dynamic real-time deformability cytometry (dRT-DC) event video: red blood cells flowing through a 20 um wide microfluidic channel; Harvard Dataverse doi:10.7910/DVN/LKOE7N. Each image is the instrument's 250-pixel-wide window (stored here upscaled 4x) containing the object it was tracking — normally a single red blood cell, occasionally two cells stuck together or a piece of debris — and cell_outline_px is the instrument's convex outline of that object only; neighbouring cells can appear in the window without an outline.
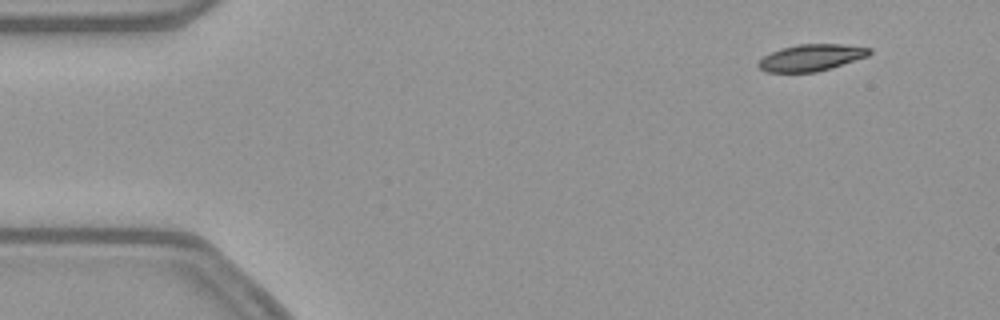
{"species": "common noctule bat (a hibernating species)", "species_latin": "Nyctalus noctula", "temperature_condition": "warm", "stored_images_in_passage": 52, "camera_frame_rate_fps": 3000, "um_per_image_px": 0.085, "animal": {"sex": "female", "body_mass_g": 21.9}, "frame": {"image": 1, "passage_image": 4, "time_ms": 1.0, "image_size_px": [1000, 320], "cell_outline_px": [[872, 52], [868, 56], [816, 72], [768, 72], [760, 68], [756, 64], [764, 56], [772, 52], [796, 44], [840, 44], [872, 48]], "centroid_in_image_um": [68.96, 4.89], "position_along_channel_um": 16.0, "area_um2": 16.99}}
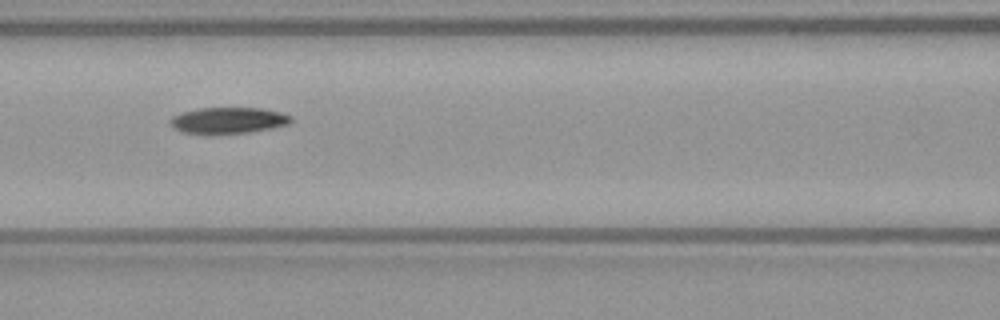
{"frame": {"image": 2, "passage_image": 22, "time_ms": 7.0, "image_size_px": [1000, 320], "cell_outline_px": [[292, 120], [288, 124], [248, 132], [208, 136], [184, 132], [172, 128], [168, 120], [172, 116], [180, 112], [196, 108], [260, 108], [280, 112], [292, 116]], "centroid_in_image_um": [19.3, 10.25], "position_along_channel_um": 147.3, "area_um2": 18.9}}
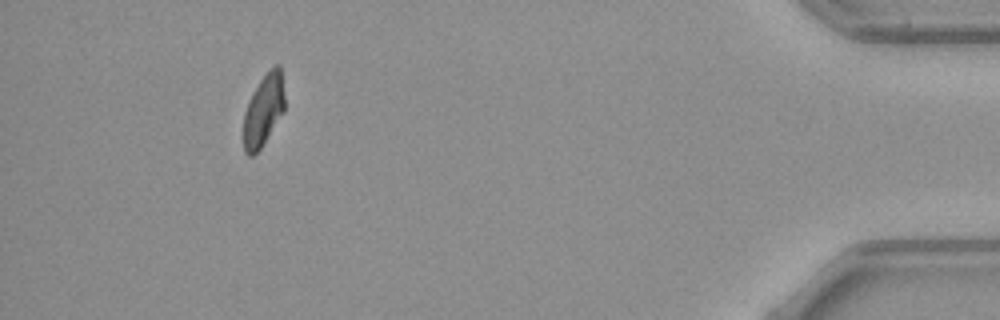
{"frame": {"image": 3, "passage_image": 48, "time_ms": 15.667, "image_size_px": [1000, 320], "cell_outline_px": [[284, 112], [260, 148], [252, 156], [248, 156], [244, 152], [244, 112], [248, 100], [252, 92], [260, 80], [276, 64], [280, 64], [284, 96]], "centroid_in_image_um": [22.39, 9.37], "position_along_channel_um": 412.8, "area_um2": 16.99}, "authors_computed_cell_mechanics": {"area_um2": 18.496, "velocity_mm_per_s": 3.8609, "shape_relaxation_time_tau1_ms": 11.0328, "shape_relaxation_time_tau2_ms": null, "deformation_change_tau1": 0.2235, "deformation_change_tau2": null}}